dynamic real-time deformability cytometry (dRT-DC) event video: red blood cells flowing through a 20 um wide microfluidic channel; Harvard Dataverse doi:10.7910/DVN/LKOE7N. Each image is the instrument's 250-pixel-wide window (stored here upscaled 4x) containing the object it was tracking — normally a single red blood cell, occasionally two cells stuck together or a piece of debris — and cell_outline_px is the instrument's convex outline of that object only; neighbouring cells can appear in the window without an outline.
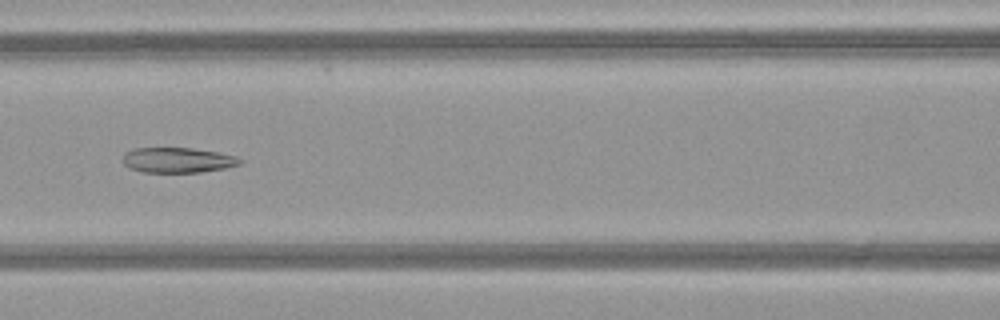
{"species": "common noctule bat (a hibernating species)", "species_latin": "Nyctalus noctula", "temperature_condition": "warm", "stored_images_in_passage": 52, "camera_frame_rate_fps": 3000, "um_per_image_px": 0.085, "animal": {"sex": "female", "body_mass_g": 21.9}, "frame": {"image": 1, "passage_image": 24, "time_ms": 7.667, "image_size_px": [1000, 320], "cell_outline_px": [[244, 160], [240, 164], [224, 168], [200, 172], [140, 172], [128, 168], [124, 164], [124, 152], [132, 148], [192, 148], [216, 152], [236, 156]], "centroid_in_image_um": [15.08, 13.61], "position_along_channel_um": 151.5, "area_um2": 17.22}}
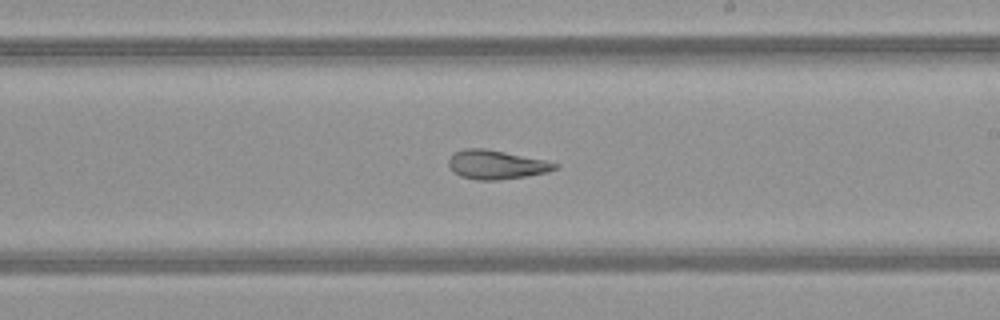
{"frame": {"image": 2, "passage_image": 31, "time_ms": 10.0, "image_size_px": [1000, 320], "cell_outline_px": [[560, 164], [556, 168], [548, 172], [524, 176], [496, 180], [476, 180], [460, 176], [448, 164], [448, 160], [456, 152], [464, 148], [484, 148], [544, 160]], "centroid_in_image_um": [42.18, 13.99], "position_along_channel_um": 246.8, "area_um2": 17.57}}
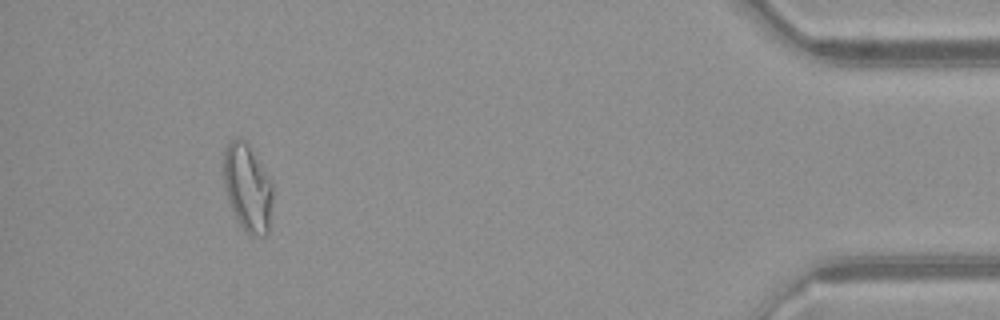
{"frame": {"image": 3, "passage_image": 48, "time_ms": 15.667, "image_size_px": [1000, 320], "cell_outline_px": [[272, 200], [268, 232], [264, 236], [252, 236], [236, 220], [228, 200], [224, 188], [224, 148], [228, 140], [244, 140], [260, 164], [272, 184]], "centroid_in_image_um": [21.02, 15.99], "position_along_channel_um": 414.2, "area_um2": 24.57}, "authors_computed_cell_mechanics": {"area_um2": 22.4264, "velocity_mm_per_s": 4.0912, "shape_relaxation_time_tau1_ms": null, "shape_relaxation_time_tau2_ms": 2.7293, "deformation_change_tau1": null, "deformation_change_tau2": 0.1079}}